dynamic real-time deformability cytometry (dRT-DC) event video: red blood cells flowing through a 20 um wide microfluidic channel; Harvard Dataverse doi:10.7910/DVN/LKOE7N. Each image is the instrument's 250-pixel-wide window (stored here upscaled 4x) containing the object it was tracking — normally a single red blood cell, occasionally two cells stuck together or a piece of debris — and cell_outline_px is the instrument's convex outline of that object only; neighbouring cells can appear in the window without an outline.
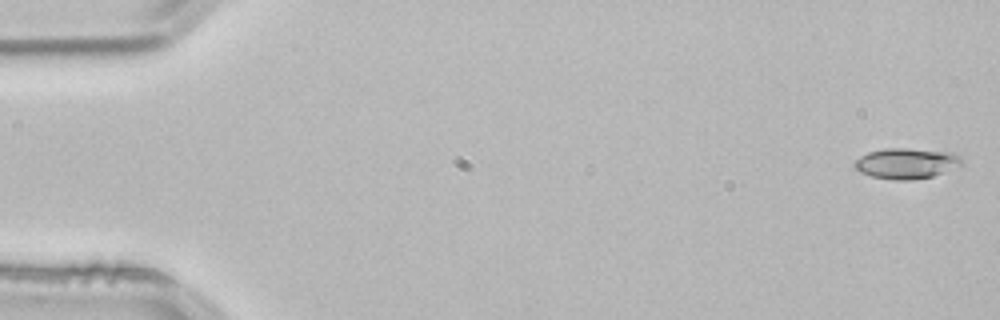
{"species": "common noctule bat (a hibernating species)", "species_latin": "Nyctalus noctula", "temperature_condition": "room temperature", "stored_images_in_passage": 10, "camera_frame_rate_fps": 3000, "um_per_image_px": 0.085, "animal": {"sex": "male", "body_mass_g": 21.5, "forearm_length_mm": 52.0}, "frame": {"image": 1, "passage_image": 1, "time_ms": 0.0, "image_size_px": [1000, 320], "cell_outline_px": [[964, 164], [944, 172], [932, 176], [912, 180], [896, 180], [872, 176], [860, 172], [852, 164], [860, 156], [868, 152], [888, 148], [904, 148], [952, 152], [960, 156]], "centroid_in_image_um": [77.06, 13.88], "position_along_channel_um": 7.9, "area_um2": 19.07}}